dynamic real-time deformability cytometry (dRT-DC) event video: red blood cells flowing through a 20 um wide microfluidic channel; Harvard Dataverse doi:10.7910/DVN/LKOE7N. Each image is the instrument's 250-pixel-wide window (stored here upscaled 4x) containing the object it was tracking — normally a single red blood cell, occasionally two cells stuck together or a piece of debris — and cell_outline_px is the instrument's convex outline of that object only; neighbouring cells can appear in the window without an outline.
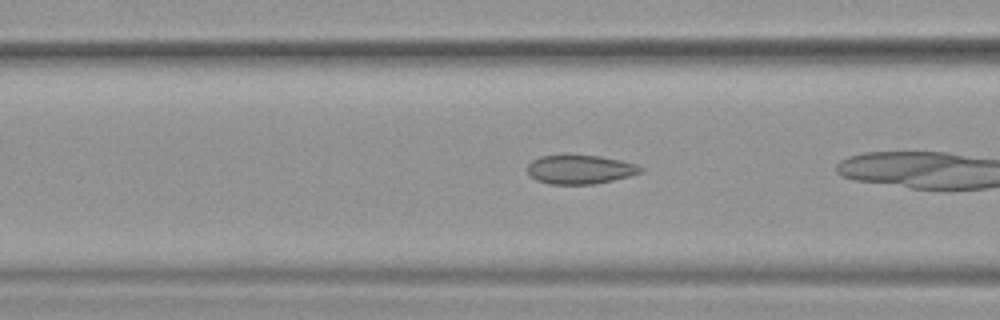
{"species": "common noctule bat (a hibernating species)", "species_latin": "Nyctalus noctula", "temperature_condition": "warm", "stored_images_in_passage": 13, "camera_frame_rate_fps": 3000, "um_per_image_px": 0.085, "animal": {"sex": "female", "body_mass_g": 19.9}, "frame": {"image": 1, "passage_image": 11, "time_ms": 3.333, "image_size_px": [1000, 320], "cell_outline_px": [[644, 172], [612, 180], [592, 184], [548, 184], [536, 180], [528, 172], [528, 164], [532, 160], [540, 156], [564, 152], [600, 156], [620, 160], [636, 164], [644, 168]], "centroid_in_image_um": [49.28, 14.36], "position_along_channel_um": 117.3, "area_um2": 19.71}}